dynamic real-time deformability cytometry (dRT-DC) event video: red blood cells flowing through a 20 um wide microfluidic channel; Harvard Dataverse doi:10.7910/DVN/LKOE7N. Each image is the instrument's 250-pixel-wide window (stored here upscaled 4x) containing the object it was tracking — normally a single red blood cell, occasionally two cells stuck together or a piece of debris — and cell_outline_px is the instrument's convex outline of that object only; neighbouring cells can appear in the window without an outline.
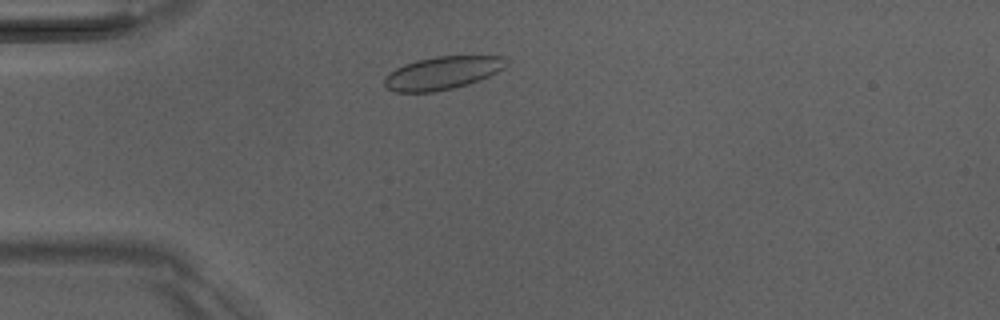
{"species": "Egyptian fruit bat (a non-hibernating species)", "species_latin": "Rousettus aegyptiacus", "temperature_condition": "room temperature", "stored_images_in_passage": 41, "camera_frame_rate_fps": 3000, "um_per_image_px": 0.085, "animal": {"sex": "male"}, "frame": {"image": 1, "passage_image": 4, "time_ms": 1.0, "image_size_px": [1000, 320], "cell_outline_px": [[508, 64], [504, 68], [488, 76], [468, 84], [452, 88], [432, 92], [396, 92], [388, 88], [384, 84], [384, 76], [396, 68], [404, 64], [416, 60], [436, 56], [508, 56]], "centroid_in_image_um": [37.61, 6.19], "position_along_channel_um": 47.4, "area_um2": 23.41}}
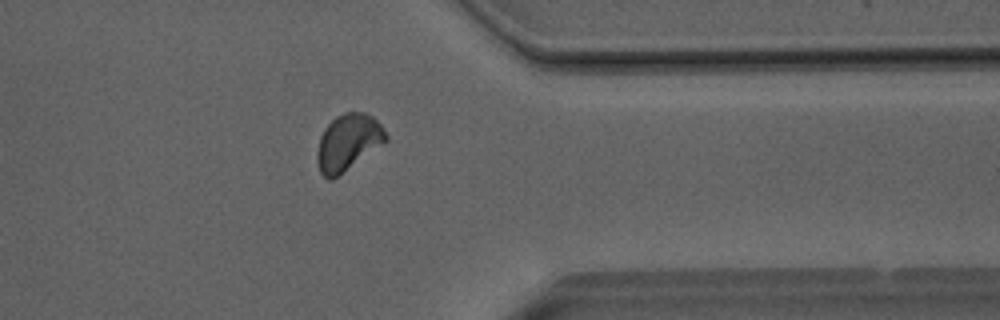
{"frame": {"image": 2, "passage_image": 31, "time_ms": 10.0, "image_size_px": [1000, 320], "cell_outline_px": [[388, 140], [332, 180], [328, 180], [320, 172], [316, 160], [316, 152], [320, 136], [324, 128], [336, 116], [344, 112], [364, 112], [372, 116], [384, 128], [388, 136]], "centroid_in_image_um": [29.57, 12.09], "position_along_channel_um": 381.8, "area_um2": 22.6}}
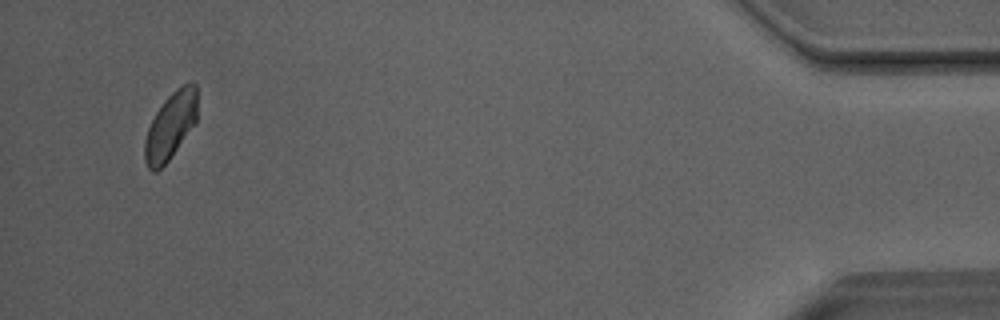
{"frame": {"image": 3, "passage_image": 39, "time_ms": 12.667, "image_size_px": [1000, 320], "cell_outline_px": [[196, 124], [168, 160], [156, 172], [152, 172], [148, 168], [144, 160], [144, 140], [148, 128], [156, 112], [164, 100], [176, 88], [184, 84], [196, 84]], "centroid_in_image_um": [14.48, 10.73], "position_along_channel_um": 420.7, "area_um2": 20.4}, "authors_computed_cell_mechanics": {"area_um2": 21.9062, "velocity_mm_per_s": 4.0242, "shape_relaxation_time_tau1_ms": 3.837, "shape_relaxation_time_tau2_ms": 1.3153, "deformation_change_tau1": 0.0795, "deformation_change_tau2": 0.0328}}